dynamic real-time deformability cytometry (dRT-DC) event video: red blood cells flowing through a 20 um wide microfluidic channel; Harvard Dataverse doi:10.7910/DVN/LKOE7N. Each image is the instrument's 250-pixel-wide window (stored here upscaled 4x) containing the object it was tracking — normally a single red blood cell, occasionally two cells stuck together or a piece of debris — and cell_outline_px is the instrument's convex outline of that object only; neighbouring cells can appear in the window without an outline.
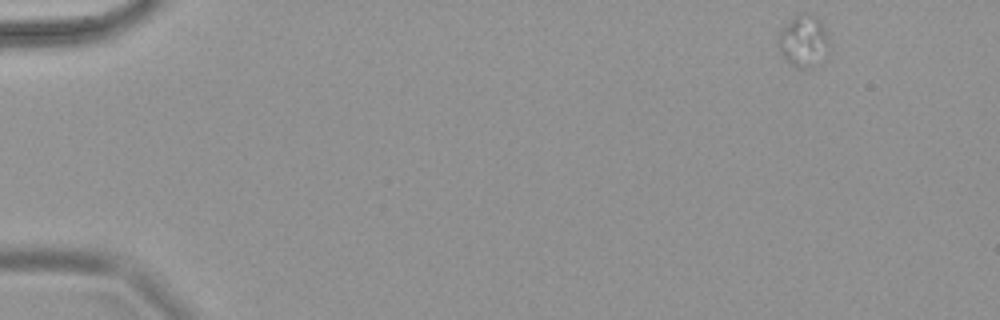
{"species": "common noctule bat (a hibernating species)", "species_latin": "Nyctalus noctula", "temperature_condition": "warm", "stored_images_in_passage": 19, "camera_frame_rate_fps": 3000, "um_per_image_px": 0.085, "animal": {"sex": "female", "body_mass_g": 18.4}, "frame": {"image": 1, "passage_image": 1, "time_ms": 0.0, "image_size_px": [1000, 320], "cell_outline_px": [[832, 52], [828, 60], [812, 68], [796, 68], [784, 60], [780, 52], [776, 40], [780, 32], [800, 12], [808, 12], [816, 16], [820, 20], [828, 32], [832, 44]], "centroid_in_image_um": [68.42, 3.56], "position_along_channel_um": 16.6, "area_um2": 16.53}}